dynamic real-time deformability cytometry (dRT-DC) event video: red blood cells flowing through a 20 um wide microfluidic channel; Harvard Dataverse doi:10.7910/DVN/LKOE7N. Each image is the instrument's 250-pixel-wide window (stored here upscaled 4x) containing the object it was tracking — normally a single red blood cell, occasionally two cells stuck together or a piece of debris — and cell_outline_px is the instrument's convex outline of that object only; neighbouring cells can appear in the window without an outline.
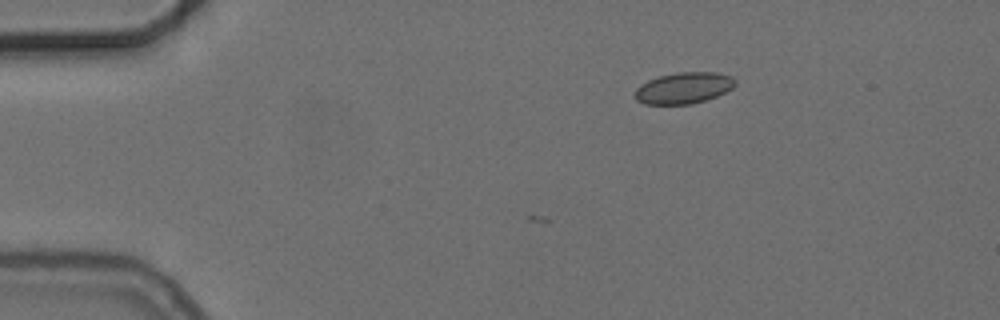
{"species": "common noctule bat (a hibernating species)", "species_latin": "Nyctalus noctula", "temperature_condition": "cold", "stored_images_in_passage": 2, "camera_frame_rate_fps": 3000, "um_per_image_px": 0.085, "animal": {"sex": "female", "body_mass_g": 24.6, "forearm_length_mm": 56.2}, "frame": {"image": 1, "passage_image": 2, "time_ms": 0.333, "image_size_px": [1000, 320], "cell_outline_px": [[736, 84], [732, 88], [716, 96], [704, 100], [688, 104], [644, 104], [636, 100], [636, 88], [640, 84], [648, 80], [660, 76], [676, 72], [716, 72], [732, 76], [736, 80]], "centroid_in_image_um": [58.12, 7.46], "position_along_channel_um": 26.9, "area_um2": 18.21}}